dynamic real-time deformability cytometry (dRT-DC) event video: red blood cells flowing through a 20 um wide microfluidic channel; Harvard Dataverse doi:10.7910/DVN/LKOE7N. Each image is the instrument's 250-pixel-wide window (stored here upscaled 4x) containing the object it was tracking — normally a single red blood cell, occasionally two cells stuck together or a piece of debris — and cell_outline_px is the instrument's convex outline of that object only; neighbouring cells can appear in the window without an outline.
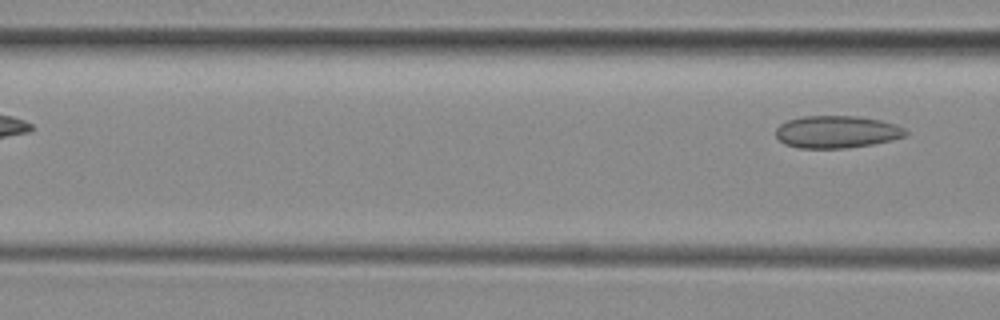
{"species": "common noctule bat (a hibernating species)", "species_latin": "Nyctalus noctula", "temperature_condition": "room temperature", "stored_images_in_passage": 5, "camera_frame_rate_fps": 3000, "um_per_image_px": 0.085, "animal": {"sex": "female", "body_mass_g": 29.2, "forearm_length_mm": 56.3}, "frame": {"image": 1, "passage_image": 5, "time_ms": 5.667, "image_size_px": [1000, 320], "cell_outline_px": [[908, 132], [904, 136], [892, 140], [872, 144], [848, 148], [800, 148], [784, 144], [776, 136], [776, 128], [780, 124], [788, 120], [804, 116], [856, 116], [880, 120], [896, 124], [904, 128]], "centroid_in_image_um": [71.12, 11.21], "position_along_channel_um": 95.5, "area_um2": 24.45}}